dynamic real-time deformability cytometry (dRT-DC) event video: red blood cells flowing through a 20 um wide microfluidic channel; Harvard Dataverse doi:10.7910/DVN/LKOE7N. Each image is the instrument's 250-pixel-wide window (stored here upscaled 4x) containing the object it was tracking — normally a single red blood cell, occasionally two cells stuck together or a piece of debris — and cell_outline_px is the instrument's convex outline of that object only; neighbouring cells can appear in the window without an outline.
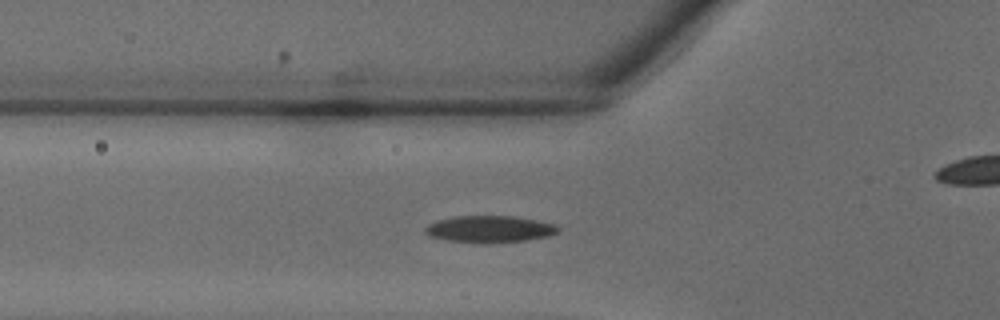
{"species": "common noctule bat (a hibernating species)", "species_latin": "Nyctalus noctula", "temperature_condition": "warm", "stored_images_in_passage": 36, "camera_frame_rate_fps": 3000, "um_per_image_px": 0.085, "animal": {"sex": "male", "body_mass_g": 18.8}, "frame": {"image": 1, "passage_image": 11, "time_ms": 3.333, "image_size_px": [1000, 320], "cell_outline_px": [[560, 228], [556, 232], [548, 236], [528, 240], [448, 240], [432, 236], [424, 232], [424, 228], [428, 224], [436, 220], [456, 216], [512, 216], [536, 220], [556, 224]], "centroid_in_image_um": [41.63, 19.41], "position_along_channel_um": 84.2, "area_um2": 19.65}}
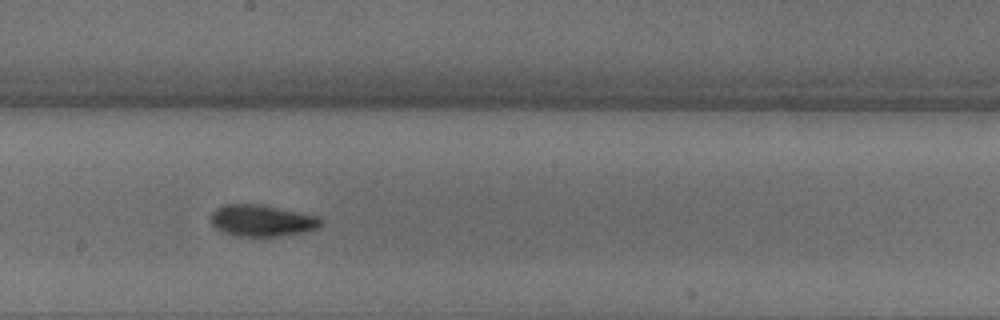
{"frame": {"image": 2, "passage_image": 19, "time_ms": 6.0, "image_size_px": [1000, 320], "cell_outline_px": [[324, 220], [316, 228], [304, 232], [280, 236], [240, 236], [224, 232], [216, 228], [208, 220], [208, 216], [216, 208], [224, 204], [260, 204], [320, 216]], "centroid_in_image_um": [22.24, 18.74], "position_along_channel_um": 226.0, "area_um2": 20.4}}
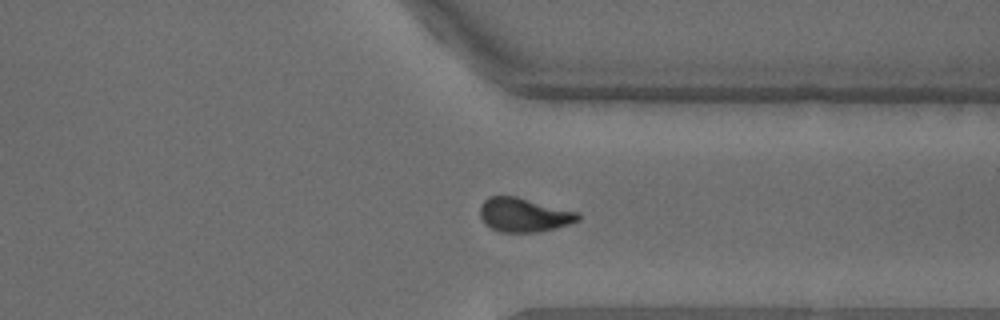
{"frame": {"image": 3, "passage_image": 27, "time_ms": 8.667, "image_size_px": [1000, 320], "cell_outline_px": [[580, 220], [556, 228], [536, 232], [500, 232], [484, 224], [480, 216], [480, 204], [488, 196], [516, 196], [580, 212]], "centroid_in_image_um": [44.53, 18.26], "position_along_channel_um": 366.9, "area_um2": 19.59}}